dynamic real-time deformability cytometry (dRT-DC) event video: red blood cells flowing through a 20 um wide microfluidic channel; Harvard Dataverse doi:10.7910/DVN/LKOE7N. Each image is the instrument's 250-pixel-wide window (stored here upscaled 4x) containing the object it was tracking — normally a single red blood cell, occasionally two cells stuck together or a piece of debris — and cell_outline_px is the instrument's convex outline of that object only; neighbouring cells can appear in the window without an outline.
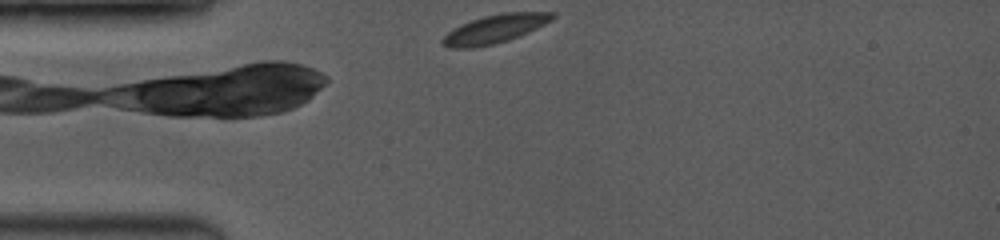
{"species": "common noctule bat (a hibernating species)", "species_latin": "Nyctalus noctula", "temperature_condition": "room temperature", "stored_images_in_passage": 26, "camera_frame_rate_fps": 3500, "um_per_image_px": 0.085, "animal": {"sex": "female", "body_mass_g": 19.0, "forearm_length_mm": 53.3}, "frame": {"image": 1, "passage_image": 1, "time_ms": 0.0, "image_size_px": [1000, 240], "cell_outline_px": [[556, 16], [552, 20], [528, 32], [508, 40], [492, 44], [472, 48], [452, 48], [440, 44], [440, 40], [452, 28], [460, 24], [484, 16], [504, 12], [556, 12]], "centroid_in_image_um": [42.03, 2.45], "position_along_channel_um": 43.0, "area_um2": 18.21}}
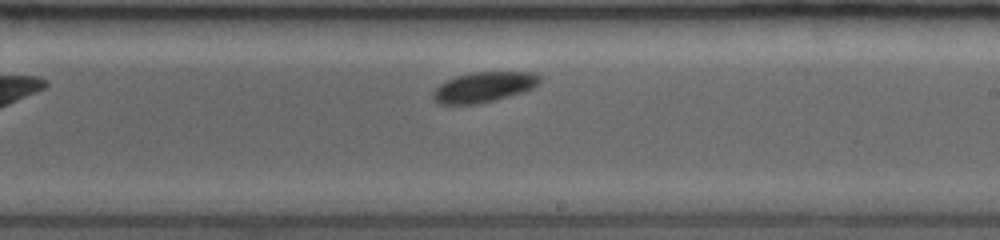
{"frame": {"image": 2, "passage_image": 15, "time_ms": 5.714, "image_size_px": [1000, 240], "cell_outline_px": [[540, 84], [532, 88], [496, 100], [476, 104], [440, 104], [432, 100], [432, 92], [444, 80], [456, 76], [472, 72], [532, 72], [540, 76]], "centroid_in_image_um": [41.08, 7.4], "position_along_channel_um": 247.9, "area_um2": 18.84}}
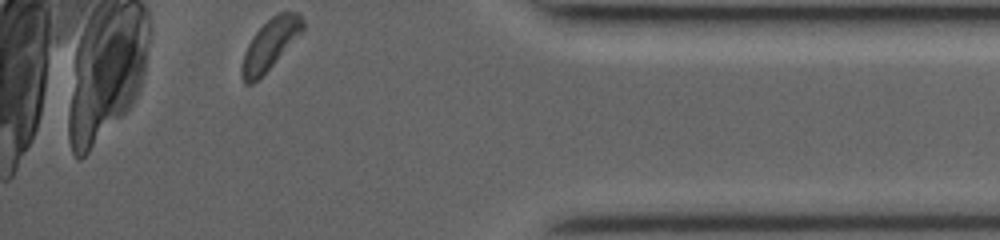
{"frame": {"image": 3, "passage_image": 26, "time_ms": 10.286, "image_size_px": [1000, 240], "cell_outline_px": [[304, 28], [272, 64], [252, 84], [244, 84], [240, 76], [240, 68], [244, 52], [248, 44], [256, 32], [272, 16], [280, 12], [300, 12], [304, 20]], "centroid_in_image_um": [22.92, 3.76], "position_along_channel_um": 412.3, "area_um2": 17.4}}